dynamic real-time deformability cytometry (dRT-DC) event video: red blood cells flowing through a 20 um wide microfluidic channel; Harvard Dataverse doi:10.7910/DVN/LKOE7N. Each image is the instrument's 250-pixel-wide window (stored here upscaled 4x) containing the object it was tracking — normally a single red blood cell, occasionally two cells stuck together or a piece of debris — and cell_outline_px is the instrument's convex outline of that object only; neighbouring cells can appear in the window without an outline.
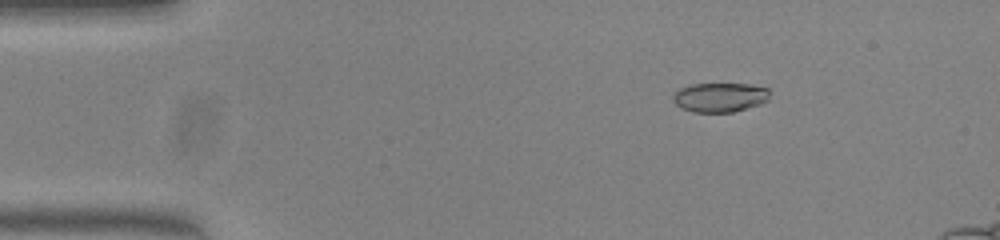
{"species": "common noctule bat (a hibernating species)", "species_latin": "Nyctalus noctula", "temperature_condition": "warm", "stored_images_in_passage": 51, "camera_frame_rate_fps": 3000, "um_per_image_px": 0.085, "animal": {"sex": "female", "body_mass_g": 23.0, "forearm_length_mm": 53.4}, "frame": {"image": 1, "passage_image": 8, "time_ms": 2.333, "image_size_px": [1000, 240], "cell_outline_px": [[772, 92], [768, 100], [760, 104], [732, 112], [692, 112], [680, 108], [672, 100], [672, 96], [680, 88], [692, 84], [752, 84], [768, 88]], "centroid_in_image_um": [61.21, 8.27], "position_along_channel_um": 23.8, "area_um2": 16.7}}
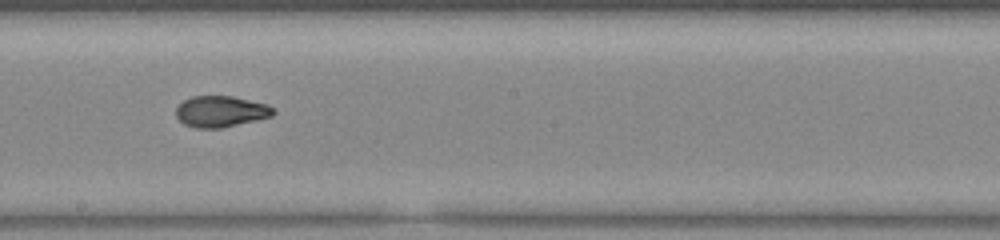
{"frame": {"image": 2, "passage_image": 29, "time_ms": 9.333, "image_size_px": [1000, 240], "cell_outline_px": [[276, 112], [272, 116], [224, 128], [196, 128], [184, 124], [176, 116], [176, 108], [184, 100], [192, 96], [232, 96], [268, 104]], "centroid_in_image_um": [18.77, 9.48], "position_along_channel_um": 229.4, "area_um2": 17.69}}
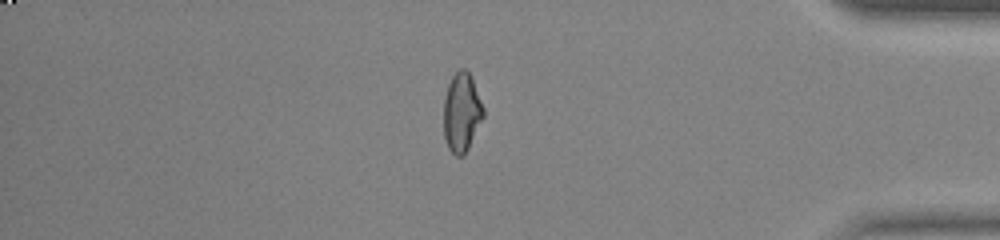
{"frame": {"image": 3, "passage_image": 44, "time_ms": 14.333, "image_size_px": [1000, 240], "cell_outline_px": [[484, 116], [468, 148], [460, 156], [456, 156], [448, 148], [444, 136], [444, 96], [448, 84], [452, 76], [460, 68], [464, 68], [472, 76], [484, 108]], "centroid_in_image_um": [39.24, 9.51], "position_along_channel_um": 396.0, "area_um2": 18.26}, "authors_computed_cell_mechanics": {"area_um2": 17.8024, "velocity_mm_per_s": 4.0017, "shape_relaxation_time_tau1_ms": null, "shape_relaxation_time_tau2_ms": 1.3761, "deformation_change_tau1": null, "deformation_change_tau2": 0.0628}}